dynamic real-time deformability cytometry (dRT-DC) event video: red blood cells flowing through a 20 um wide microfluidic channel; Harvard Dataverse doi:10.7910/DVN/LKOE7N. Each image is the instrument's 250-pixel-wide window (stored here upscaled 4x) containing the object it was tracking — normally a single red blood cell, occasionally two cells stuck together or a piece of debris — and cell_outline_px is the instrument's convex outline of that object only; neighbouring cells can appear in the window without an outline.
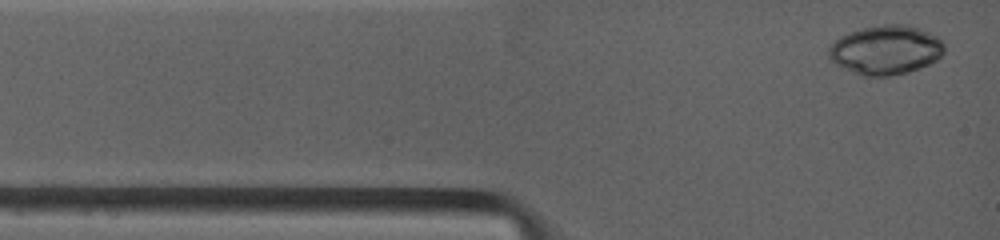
{"species": "common noctule bat (a hibernating species)", "species_latin": "Nyctalus noctula", "temperature_condition": "warm", "stored_images_in_passage": 6, "camera_frame_rate_fps": 4500, "um_per_image_px": 0.085, "animal": {"sex": "female", "body_mass_g": 19.0, "forearm_length_mm": 53.3}, "frame": {"image": 1, "passage_image": 1, "time_ms": 0.0, "image_size_px": [1000, 240], "cell_outline_px": [[944, 52], [936, 60], [928, 64], [904, 72], [888, 76], [872, 76], [856, 72], [836, 64], [828, 56], [828, 48], [840, 36], [864, 28], [884, 24], [908, 24], [920, 28], [940, 36], [944, 40]], "centroid_in_image_um": [75.34, 4.21], "position_along_channel_um": 9.7, "area_um2": 32.71}}
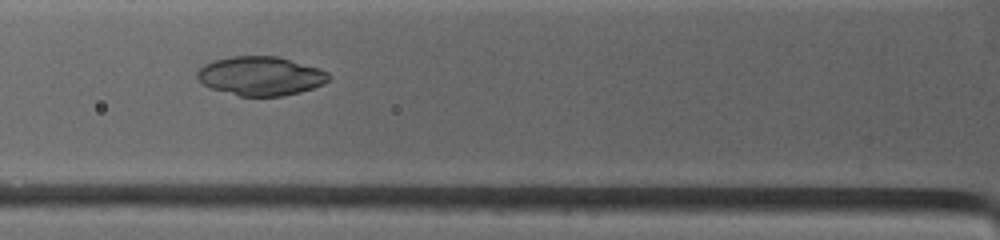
{"frame": {"image": 2, "passage_image": 5, "time_ms": 3.333, "image_size_px": [1000, 240], "cell_outline_px": [[328, 80], [312, 88], [300, 92], [280, 96], [240, 96], [212, 88], [204, 84], [196, 76], [196, 72], [204, 64], [212, 60], [232, 56], [280, 56], [320, 68], [328, 72]], "centroid_in_image_um": [22.14, 6.44], "position_along_channel_um": 103.7, "area_um2": 29.77}}
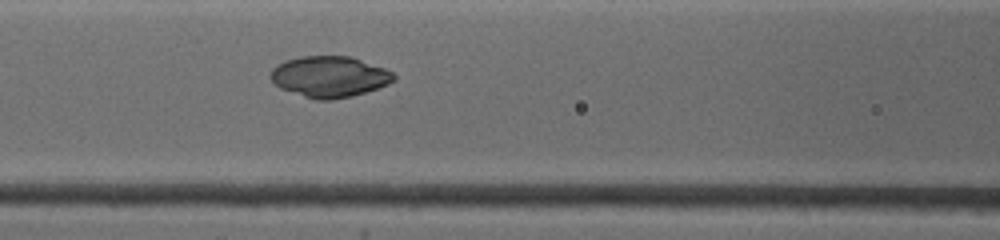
{"frame": {"image": 3, "passage_image": 6, "time_ms": 4.222, "image_size_px": [1000, 240], "cell_outline_px": [[396, 76], [388, 84], [364, 92], [348, 96], [328, 100], [320, 100], [280, 88], [272, 80], [272, 68], [276, 64], [284, 60], [300, 56], [348, 56], [384, 68], [392, 72]], "centroid_in_image_um": [27.98, 6.49], "position_along_channel_um": 138.6, "area_um2": 28.78}}